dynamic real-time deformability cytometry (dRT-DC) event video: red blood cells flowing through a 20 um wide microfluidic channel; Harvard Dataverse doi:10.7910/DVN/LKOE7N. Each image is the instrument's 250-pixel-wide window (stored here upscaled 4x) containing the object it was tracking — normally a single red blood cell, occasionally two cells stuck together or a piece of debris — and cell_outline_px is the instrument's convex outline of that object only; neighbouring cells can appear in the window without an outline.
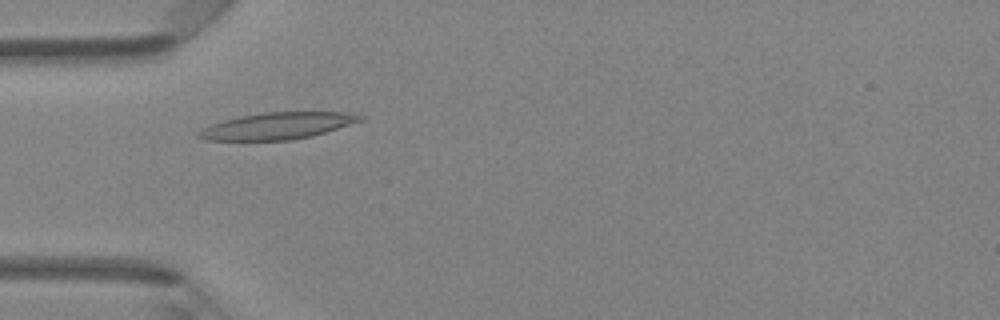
{"species": "Egyptian fruit bat (a non-hibernating species)", "species_latin": "Rousettus aegyptiacus", "temperature_condition": "room temperature", "stored_images_in_passage": 45, "camera_frame_rate_fps": 3000, "um_per_image_px": 0.085, "animal": {"sex": "female"}, "frame": {"image": 1, "passage_image": 12, "time_ms": 3.667, "image_size_px": [1000, 320], "cell_outline_px": [[364, 120], [312, 136], [292, 140], [204, 140], [196, 136], [196, 132], [212, 124], [224, 120], [240, 116], [264, 112], [344, 112], [364, 116]], "centroid_in_image_um": [23.57, 10.7], "position_along_channel_um": 61.4, "area_um2": 25.03}}
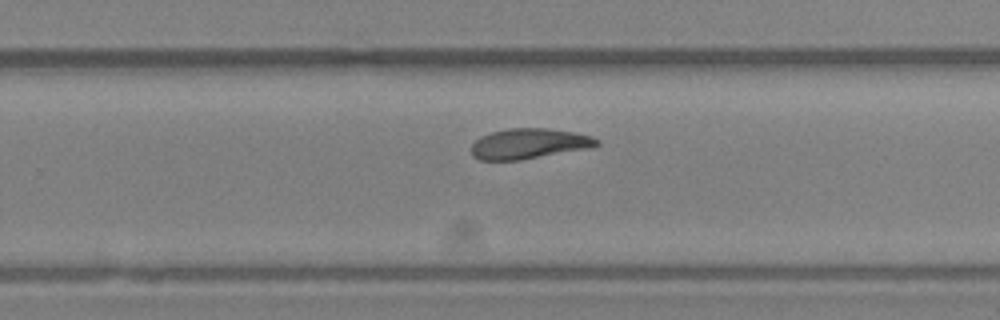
{"frame": {"image": 2, "passage_image": 28, "time_ms": 9.0, "image_size_px": [1000, 320], "cell_outline_px": [[600, 144], [588, 148], [520, 160], [480, 160], [472, 156], [472, 144], [480, 136], [492, 132], [508, 128], [548, 128], [576, 132], [592, 136], [600, 140]], "centroid_in_image_um": [44.97, 12.2], "position_along_channel_um": 284.8, "area_um2": 22.2}}
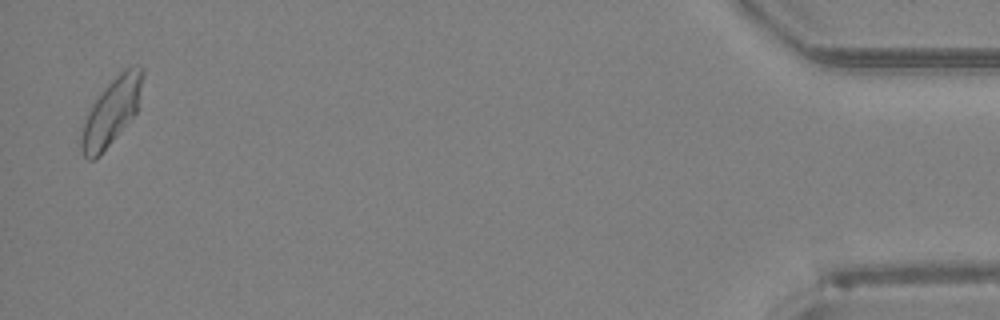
{"frame": {"image": 3, "passage_image": 44, "time_ms": 14.333, "image_size_px": [1000, 320], "cell_outline_px": [[144, 72], [136, 112], [100, 156], [92, 160], [88, 160], [84, 156], [80, 148], [80, 136], [84, 120], [92, 104], [104, 88], [124, 68], [132, 64], [140, 64], [144, 68]], "centroid_in_image_um": [9.46, 9.47], "position_along_channel_um": 425.7, "area_um2": 23.7}, "authors_computed_cell_mechanics": {"area_um2": 22.8888, "velocity_mm_per_s": 4.2452, "shape_relaxation_time_tau1_ms": 6.3372, "shape_relaxation_time_tau2_ms": 2.2881, "deformation_change_tau1": 0.1904, "deformation_change_tau2": 0.0887}}